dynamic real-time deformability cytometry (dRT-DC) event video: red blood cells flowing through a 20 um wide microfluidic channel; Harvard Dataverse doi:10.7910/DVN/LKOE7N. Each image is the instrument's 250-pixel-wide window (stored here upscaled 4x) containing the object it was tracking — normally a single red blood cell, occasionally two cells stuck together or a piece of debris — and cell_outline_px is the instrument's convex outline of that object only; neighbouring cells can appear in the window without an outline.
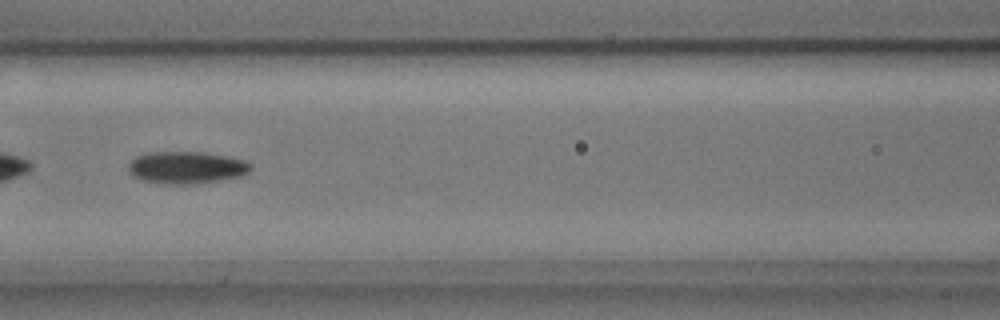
{"species": "common noctule bat (a hibernating species)", "species_latin": "Nyctalus noctula", "temperature_condition": "cold", "stored_images_in_passage": 9, "camera_frame_rate_fps": 3000, "um_per_image_px": 0.085, "animal": {"sex": "male", "body_mass_g": 17.9, "forearm_length_mm": 54.2}, "frame": {"image": 1, "passage_image": 7, "time_ms": 2.0, "image_size_px": [1000, 320], "cell_outline_px": [[252, 168], [248, 172], [240, 176], [192, 184], [160, 184], [140, 180], [132, 176], [128, 172], [128, 164], [136, 156], [148, 152], [204, 152], [228, 156], [244, 160], [252, 164]], "centroid_in_image_um": [15.8, 14.24], "position_along_channel_um": 150.8, "area_um2": 23.12}}
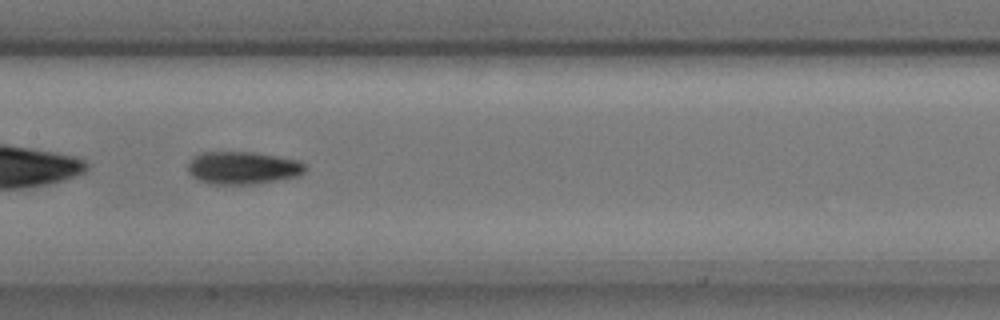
{"frame": {"image": 2, "passage_image": 8, "time_ms": 2.333, "image_size_px": [1000, 320], "cell_outline_px": [[308, 168], [304, 172], [296, 176], [276, 180], [252, 184], [208, 184], [192, 176], [188, 172], [188, 164], [200, 152], [252, 152], [300, 160], [308, 164]], "centroid_in_image_um": [20.67, 14.26], "position_along_channel_um": 186.7, "area_um2": 22.31}}
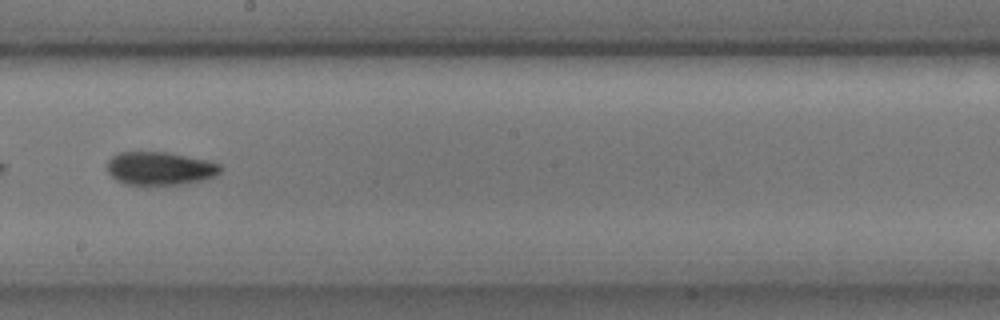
{"frame": {"image": 3, "passage_image": 9, "time_ms": 2.667, "image_size_px": [1000, 320], "cell_outline_px": [[224, 168], [216, 176], [204, 180], [184, 184], [124, 184], [116, 180], [108, 172], [108, 160], [112, 156], [120, 152], [168, 152], [208, 160], [220, 164]], "centroid_in_image_um": [13.64, 14.31], "position_along_channel_um": 234.6, "area_um2": 22.02}}